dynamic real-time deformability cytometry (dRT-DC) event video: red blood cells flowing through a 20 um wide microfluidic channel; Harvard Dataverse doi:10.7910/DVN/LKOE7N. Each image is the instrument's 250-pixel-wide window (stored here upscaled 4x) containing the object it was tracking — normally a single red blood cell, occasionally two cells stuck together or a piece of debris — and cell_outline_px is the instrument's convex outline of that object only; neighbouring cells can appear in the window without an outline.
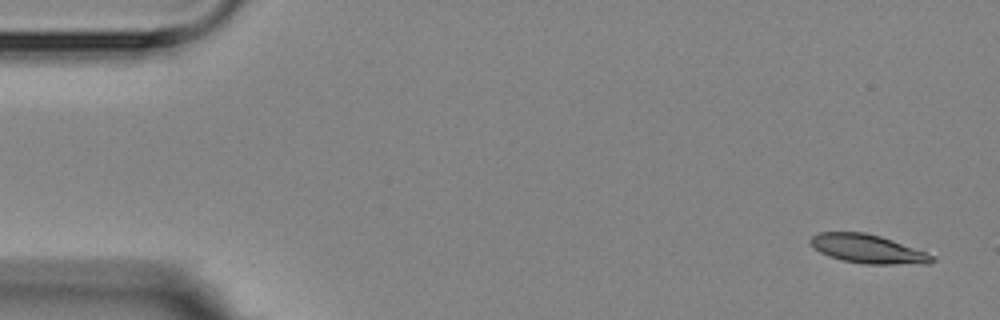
{"species": "Egyptian fruit bat (a non-hibernating species)", "species_latin": "Rousettus aegyptiacus", "temperature_condition": "room temperature", "stored_images_in_passage": 6, "camera_frame_rate_fps": 3000, "um_per_image_px": 0.085, "animal": {"sex": "female"}, "frame": {"image": 1, "passage_image": 1, "time_ms": 0.0, "image_size_px": [1000, 320], "cell_outline_px": [[936, 260], [928, 264], [864, 264], [844, 260], [828, 256], [820, 252], [808, 240], [812, 236], [820, 232], [864, 232], [880, 236], [892, 240], [936, 256]], "centroid_in_image_um": [73.79, 21.16], "position_along_channel_um": 11.2, "area_um2": 20.23}}
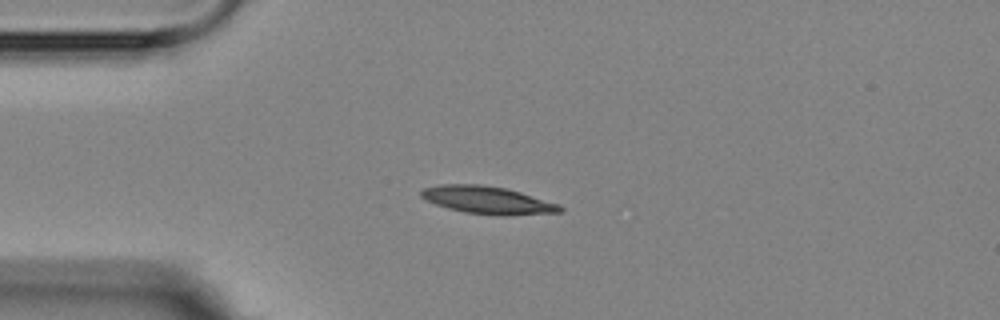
{"frame": {"image": 2, "passage_image": 4, "time_ms": 3.667, "image_size_px": [1000, 320], "cell_outline_px": [[564, 212], [504, 216], [500, 216], [464, 212], [448, 208], [436, 204], [420, 196], [420, 192], [424, 188], [440, 184], [480, 184], [508, 188], [560, 204], [564, 208]], "centroid_in_image_um": [41.5, 17.01], "position_along_channel_um": 43.5, "area_um2": 22.54}}
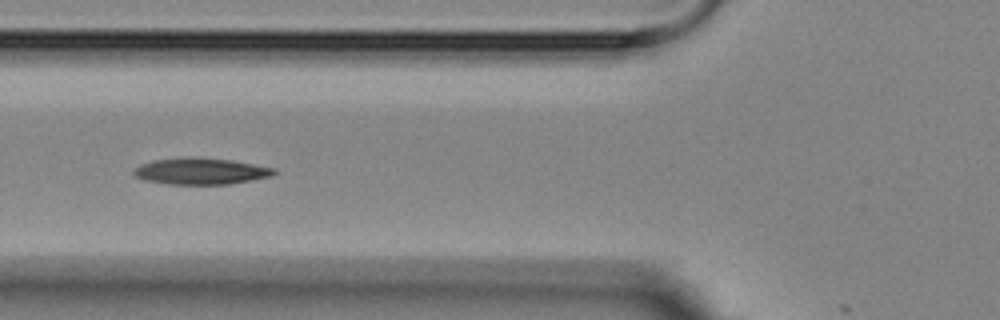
{"frame": {"image": 3, "passage_image": 6, "time_ms": 6.0, "image_size_px": [1000, 320], "cell_outline_px": [[276, 172], [272, 176], [228, 184], [168, 184], [144, 180], [136, 176], [132, 172], [140, 164], [152, 160], [188, 156], [232, 160], [276, 168]], "centroid_in_image_um": [17.05, 14.54], "position_along_channel_um": 108.7, "area_um2": 21.68}}